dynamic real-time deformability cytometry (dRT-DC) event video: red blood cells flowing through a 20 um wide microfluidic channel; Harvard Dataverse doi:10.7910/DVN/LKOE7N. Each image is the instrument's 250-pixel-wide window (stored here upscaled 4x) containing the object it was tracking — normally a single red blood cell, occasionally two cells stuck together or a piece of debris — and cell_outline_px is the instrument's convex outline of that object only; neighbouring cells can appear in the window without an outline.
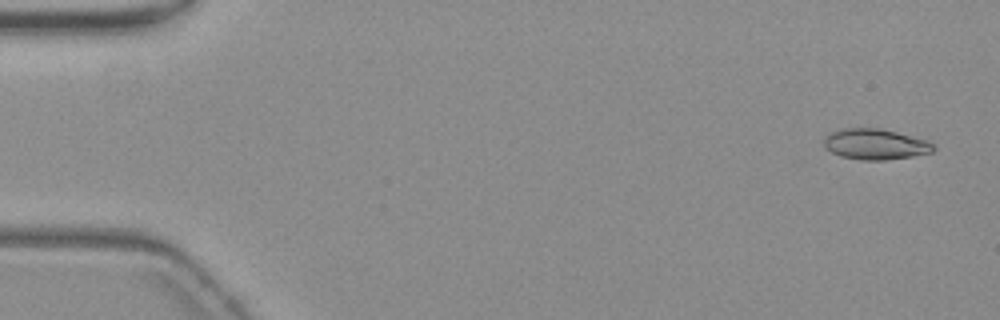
{"species": "common noctule bat (a hibernating species)", "species_latin": "Nyctalus noctula", "temperature_condition": "warm", "stored_images_in_passage": 54, "camera_frame_rate_fps": 3000, "um_per_image_px": 0.085, "animal": {"sex": "female", "body_mass_g": 19.3, "forearm_length_mm": 54.1}, "frame": {"image": 1, "passage_image": 1, "time_ms": 0.0, "image_size_px": [1000, 320], "cell_outline_px": [[936, 148], [932, 152], [912, 156], [884, 160], [860, 160], [840, 156], [832, 152], [824, 144], [824, 136], [832, 132], [844, 128], [880, 128], [928, 140]], "centroid_in_image_um": [74.41, 12.26], "position_along_channel_um": 10.6, "area_um2": 19.48}}
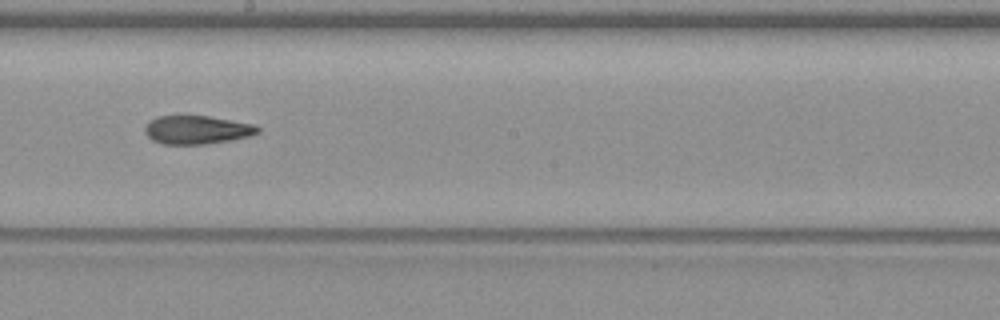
{"frame": {"image": 2, "passage_image": 30, "time_ms": 9.667, "image_size_px": [1000, 320], "cell_outline_px": [[260, 132], [248, 136], [228, 140], [204, 144], [160, 144], [152, 140], [144, 132], [144, 128], [148, 120], [160, 116], [208, 116], [252, 124], [260, 128]], "centroid_in_image_um": [16.68, 11.03], "position_along_channel_um": 231.5, "area_um2": 18.55}}
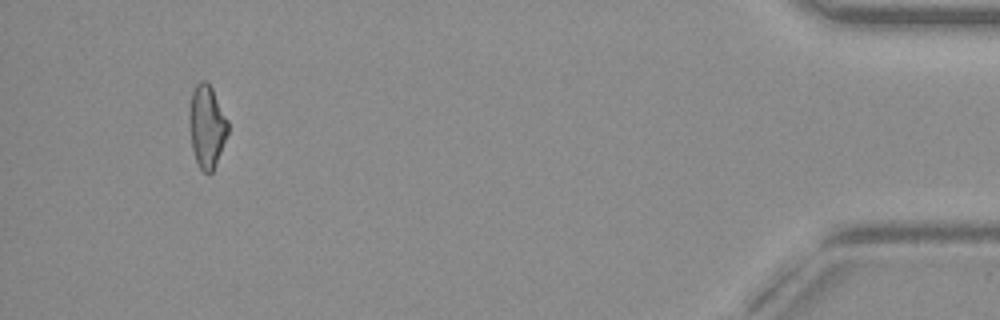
{"frame": {"image": 3, "passage_image": 51, "time_ms": 16.667, "image_size_px": [1000, 320], "cell_outline_px": [[228, 132], [216, 164], [212, 172], [208, 176], [200, 168], [196, 160], [192, 148], [188, 124], [188, 108], [192, 92], [196, 84], [200, 80], [204, 80], [212, 88], [228, 120]], "centroid_in_image_um": [17.56, 10.74], "position_along_channel_um": 417.6, "area_um2": 18.79}, "authors_computed_cell_mechanics": {"area_um2": 19.1896, "velocity_mm_per_s": 3.7163, "shape_relaxation_time_tau1_ms": null, "shape_relaxation_time_tau2_ms": 3.4794, "deformation_change_tau1": null, "deformation_change_tau2": 0.1155}}